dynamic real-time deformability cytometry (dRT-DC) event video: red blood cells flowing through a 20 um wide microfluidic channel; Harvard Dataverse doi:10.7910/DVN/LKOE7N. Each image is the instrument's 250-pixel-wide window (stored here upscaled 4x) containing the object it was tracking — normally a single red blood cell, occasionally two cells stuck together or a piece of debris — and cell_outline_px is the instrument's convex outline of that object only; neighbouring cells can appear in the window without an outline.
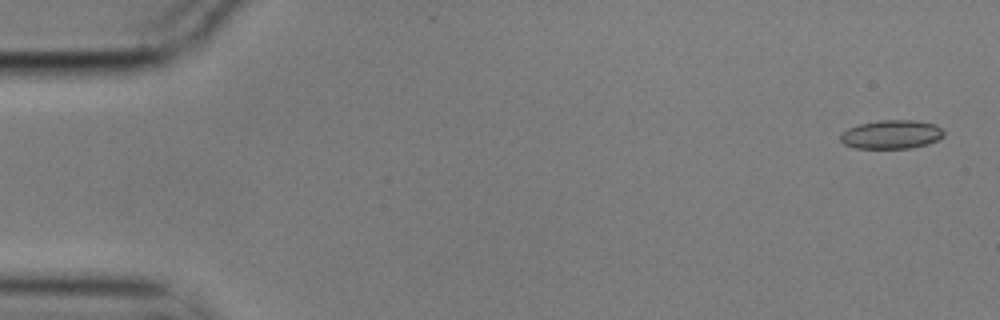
{"species": "common noctule bat (a hibernating species)", "species_latin": "Nyctalus noctula", "temperature_condition": "cold", "stored_images_in_passage": 4, "camera_frame_rate_fps": 3000, "um_per_image_px": 0.085, "animal": {"sex": "male", "body_mass_g": 17.9}, "frame": {"image": 1, "passage_image": 1, "time_ms": 0.0, "image_size_px": [1000, 320], "cell_outline_px": [[944, 136], [928, 144], [912, 148], [856, 148], [844, 144], [840, 140], [840, 136], [848, 128], [856, 124], [880, 120], [912, 120], [936, 124], [944, 132]], "centroid_in_image_um": [75.77, 11.42], "position_along_channel_um": 9.2, "area_um2": 17.34}}
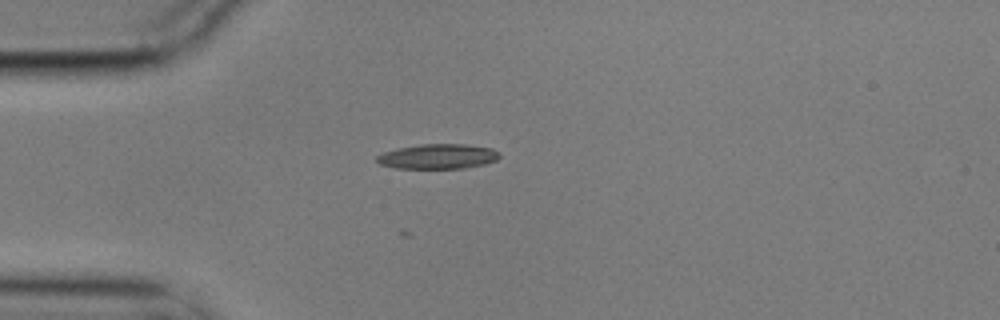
{"frame": {"image": 2, "passage_image": 4, "time_ms": 1.0, "image_size_px": [1000, 320], "cell_outline_px": [[500, 156], [496, 160], [484, 164], [464, 168], [396, 168], [380, 164], [376, 160], [376, 156], [384, 152], [396, 148], [420, 144], [468, 144], [492, 148], [500, 152]], "centroid_in_image_um": [37.23, 13.29], "position_along_channel_um": 47.8, "area_um2": 17.86}}